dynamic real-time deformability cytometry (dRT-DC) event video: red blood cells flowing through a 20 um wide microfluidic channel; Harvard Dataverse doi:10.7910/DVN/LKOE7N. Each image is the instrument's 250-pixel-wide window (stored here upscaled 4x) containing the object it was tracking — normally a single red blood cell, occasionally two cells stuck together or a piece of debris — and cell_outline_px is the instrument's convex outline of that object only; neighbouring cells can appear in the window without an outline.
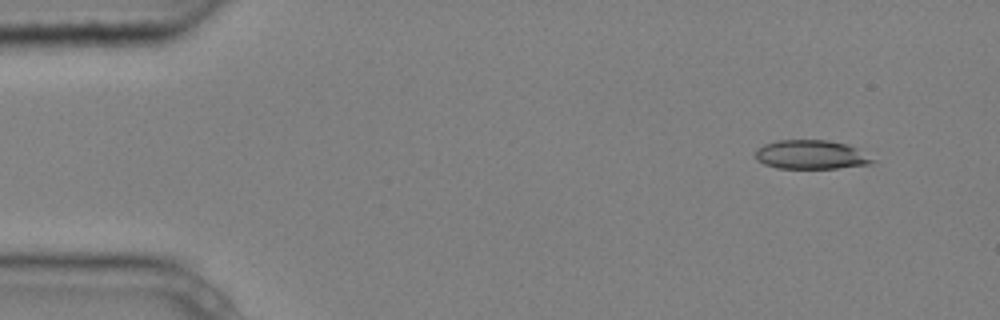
{"species": "common noctule bat (a hibernating species)", "species_latin": "Nyctalus noctula", "temperature_condition": "cold", "stored_images_in_passage": 6, "camera_frame_rate_fps": 3000, "um_per_image_px": 0.085, "animal": {"sex": "male", "body_mass_g": 20.4}, "frame": {"image": 1, "passage_image": 2, "time_ms": 0.333, "image_size_px": [1000, 320], "cell_outline_px": [[876, 160], [868, 164], [836, 168], [776, 168], [764, 164], [756, 160], [756, 148], [764, 144], [776, 140], [828, 140], [848, 144], [856, 148]], "centroid_in_image_um": [68.9, 13.14], "position_along_channel_um": 16.1, "area_um2": 19.77}}